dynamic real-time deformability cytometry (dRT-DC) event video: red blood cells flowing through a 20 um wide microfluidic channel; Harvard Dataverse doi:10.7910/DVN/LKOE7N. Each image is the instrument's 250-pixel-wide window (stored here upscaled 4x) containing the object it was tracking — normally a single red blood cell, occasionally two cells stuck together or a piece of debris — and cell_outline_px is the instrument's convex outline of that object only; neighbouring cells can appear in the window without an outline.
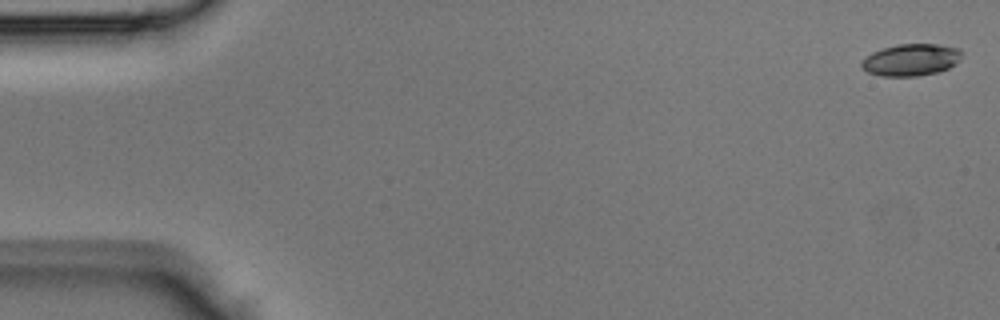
{"species": "Egyptian fruit bat (a non-hibernating species)", "species_latin": "Rousettus aegyptiacus", "temperature_condition": "room temperature", "stored_images_in_passage": 2, "camera_frame_rate_fps": 3000, "um_per_image_px": 0.085, "animal": {"sex": "male"}, "frame": {"image": 1, "passage_image": 2, "time_ms": 0.333, "image_size_px": [1000, 320], "cell_outline_px": [[960, 60], [956, 64], [948, 68], [936, 72], [916, 76], [880, 76], [868, 72], [860, 68], [860, 64], [872, 52], [896, 44], [940, 44], [960, 48]], "centroid_in_image_um": [77.44, 5.08], "position_along_channel_um": 7.6, "area_um2": 18.61}}